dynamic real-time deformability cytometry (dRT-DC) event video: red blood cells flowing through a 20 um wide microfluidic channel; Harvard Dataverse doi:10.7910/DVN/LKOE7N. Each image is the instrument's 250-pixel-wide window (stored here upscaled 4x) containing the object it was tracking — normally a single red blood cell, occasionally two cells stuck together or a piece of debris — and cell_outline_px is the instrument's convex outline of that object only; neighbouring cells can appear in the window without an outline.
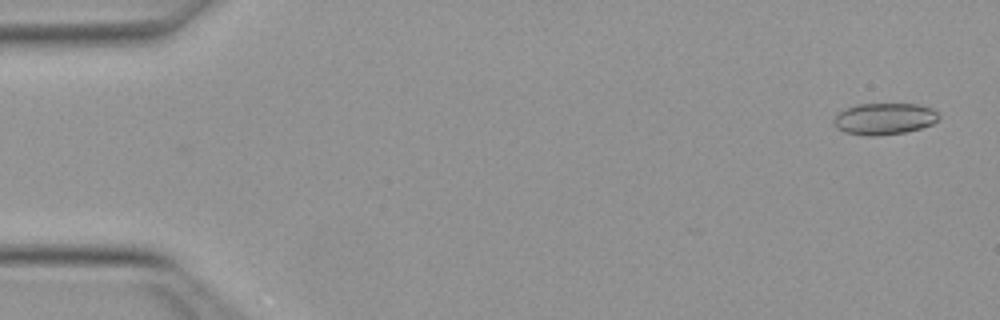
{"species": "Egyptian fruit bat (a non-hibernating species)", "species_latin": "Rousettus aegyptiacus", "temperature_condition": "warm", "stored_images_in_passage": 10, "camera_frame_rate_fps": 3000, "um_per_image_px": 0.085, "animal": {"sex": "female"}, "frame": {"image": 1, "passage_image": 2, "time_ms": 0.333, "image_size_px": [1000, 320], "cell_outline_px": [[940, 116], [932, 124], [920, 128], [904, 132], [876, 136], [864, 136], [844, 132], [836, 128], [832, 120], [836, 112], [856, 104], [916, 104], [932, 108]], "centroid_in_image_um": [75.1, 10.1], "position_along_channel_um": 9.9, "area_um2": 19.48}}